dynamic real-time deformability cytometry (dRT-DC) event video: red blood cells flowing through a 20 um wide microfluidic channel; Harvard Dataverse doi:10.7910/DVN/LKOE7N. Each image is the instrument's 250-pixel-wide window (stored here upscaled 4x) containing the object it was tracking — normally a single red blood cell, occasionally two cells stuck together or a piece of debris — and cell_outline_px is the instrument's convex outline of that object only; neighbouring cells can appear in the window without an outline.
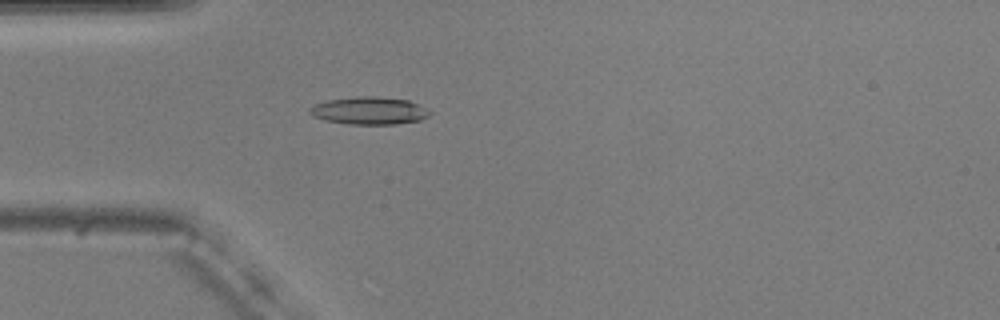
{"species": "common noctule bat (a hibernating species)", "species_latin": "Nyctalus noctula", "temperature_condition": "warm", "stored_images_in_passage": 38, "camera_frame_rate_fps": 3000, "um_per_image_px": 0.085, "animal": {"sex": "male", "body_mass_g": 20.5, "forearm_length_mm": 52.5}, "frame": {"image": 1, "passage_image": 2, "time_ms": 0.333, "image_size_px": [1000, 320], "cell_outline_px": [[432, 112], [428, 116], [420, 120], [396, 124], [348, 124], [324, 120], [312, 116], [308, 112], [308, 108], [316, 104], [328, 100], [356, 96], [372, 96], [408, 100]], "centroid_in_image_um": [31.34, 9.41], "position_along_channel_um": 53.7, "area_um2": 19.19}}
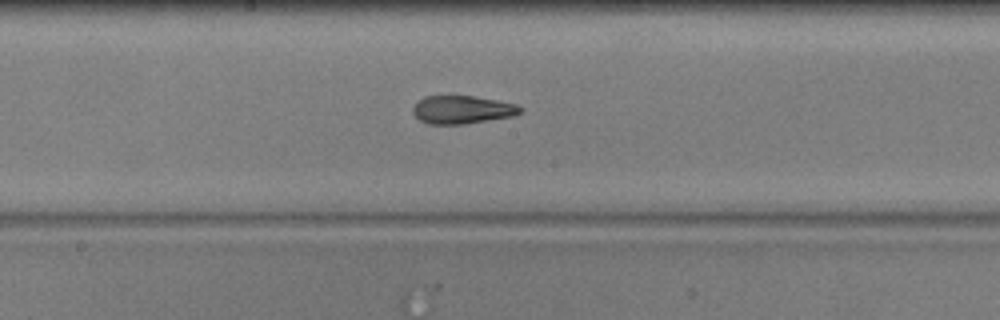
{"frame": {"image": 2, "passage_image": 15, "time_ms": 4.667, "image_size_px": [1000, 320], "cell_outline_px": [[524, 108], [516, 116], [464, 124], [428, 124], [420, 120], [412, 112], [412, 108], [424, 96], [472, 96], [496, 100], [516, 104]], "centroid_in_image_um": [39.31, 9.33], "position_along_channel_um": 208.9, "area_um2": 17.57}}
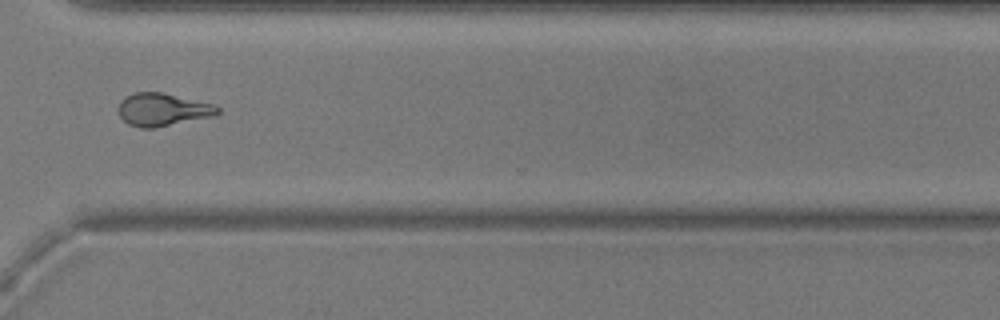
{"frame": {"image": 3, "passage_image": 27, "time_ms": 8.667, "image_size_px": [1000, 320], "cell_outline_px": [[220, 112], [212, 116], [152, 128], [140, 128], [128, 124], [120, 116], [120, 100], [136, 92], [164, 92], [216, 104], [220, 108]], "centroid_in_image_um": [13.86, 9.3], "position_along_channel_um": 356.7, "area_um2": 18.84}, "authors_computed_cell_mechanics": {"area_um2": 18.5827, "velocity_mm_per_s": 3.7101, "shape_relaxation_time_tau1_ms": 7.2506, "shape_relaxation_time_tau2_ms": 2.2534, "deformation_change_tau1": 0.2173, "deformation_change_tau2": 0.0815}}